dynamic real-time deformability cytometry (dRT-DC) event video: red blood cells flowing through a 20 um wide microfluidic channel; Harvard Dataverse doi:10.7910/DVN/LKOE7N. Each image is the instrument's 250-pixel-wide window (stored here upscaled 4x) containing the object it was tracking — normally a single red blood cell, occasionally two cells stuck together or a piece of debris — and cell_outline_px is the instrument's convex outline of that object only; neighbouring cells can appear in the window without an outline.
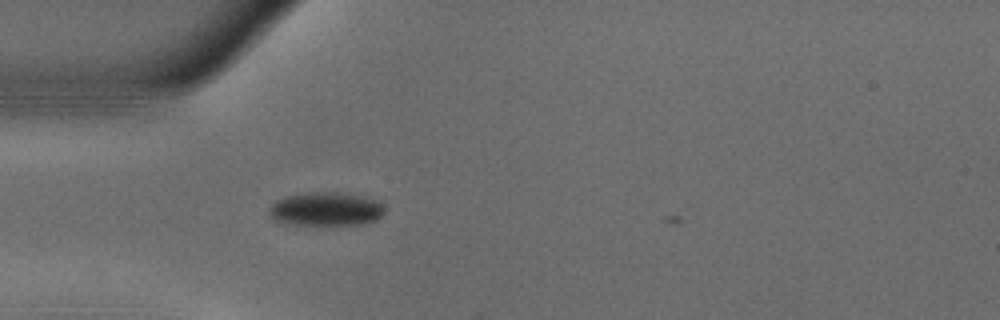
{"species": "common noctule bat (a hibernating species)", "species_latin": "Nyctalus noctula", "temperature_condition": "warm", "stored_images_in_passage": 35, "camera_frame_rate_fps": 3000, "um_per_image_px": 0.085, "animal": {"sex": "male", "body_mass_g": 18.8}, "frame": {"image": 1, "passage_image": 3, "time_ms": 0.667, "image_size_px": [1000, 320], "cell_outline_px": [[384, 212], [376, 220], [364, 224], [296, 224], [276, 220], [268, 212], [268, 208], [276, 200], [284, 196], [308, 192], [336, 192], [376, 200], [384, 208]], "centroid_in_image_um": [27.67, 17.76], "position_along_channel_um": 57.3, "area_um2": 22.2}}
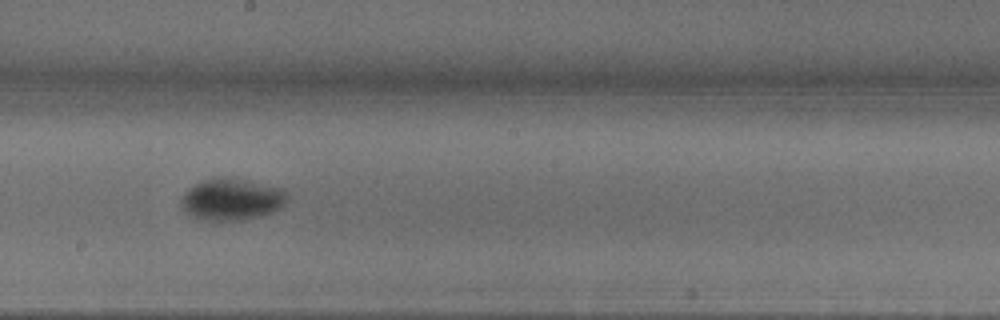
{"frame": {"image": 2, "passage_image": 17, "time_ms": 5.333, "image_size_px": [1000, 320], "cell_outline_px": [[288, 200], [280, 208], [264, 216], [216, 224], [200, 220], [188, 216], [184, 212], [180, 204], [180, 200], [184, 192], [196, 184], [204, 180], [216, 176], [224, 176], [244, 180], [280, 188], [284, 192]], "centroid_in_image_um": [19.61, 17.0], "position_along_channel_um": 228.6, "area_um2": 26.53}}
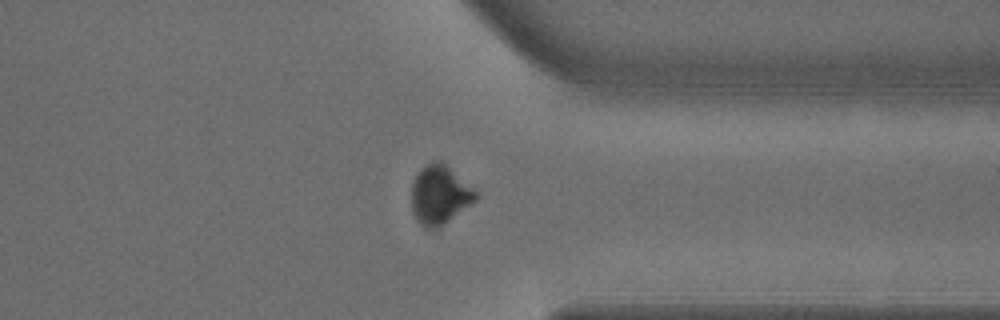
{"frame": {"image": 3, "passage_image": 29, "time_ms": 9.333, "image_size_px": [1000, 320], "cell_outline_px": [[476, 200], [472, 204], [440, 228], [424, 228], [416, 220], [412, 212], [412, 184], [420, 168], [424, 164], [432, 160], [440, 160], [472, 188], [476, 192]], "centroid_in_image_um": [37.34, 16.58], "position_along_channel_um": 374.1, "area_um2": 22.02}}